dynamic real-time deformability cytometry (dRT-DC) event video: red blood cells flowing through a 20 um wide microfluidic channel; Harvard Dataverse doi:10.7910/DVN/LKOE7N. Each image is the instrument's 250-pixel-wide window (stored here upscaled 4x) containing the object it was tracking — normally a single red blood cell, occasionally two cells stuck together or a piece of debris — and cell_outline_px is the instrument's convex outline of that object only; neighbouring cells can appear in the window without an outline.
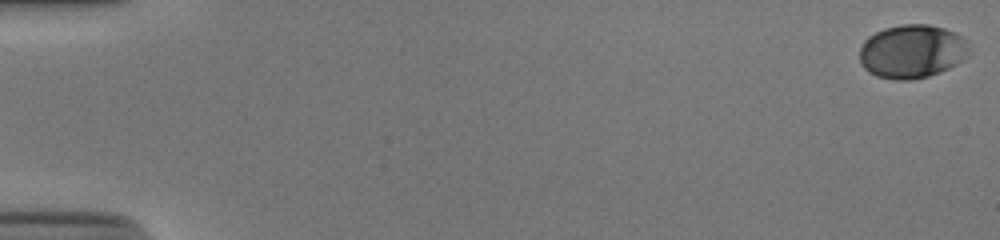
{"species": "human", "species_latin": "Homo sapiens", "temperature_condition": "cold", "stored_images_in_passage": 50, "camera_frame_rate_fps": 3000, "um_per_image_px": 0.085, "donor": {"sex": "male"}, "frame": {"image": 1, "passage_image": 1, "time_ms": 0.0, "image_size_px": [1000, 240], "cell_outline_px": [[968, 56], [964, 60], [940, 72], [928, 76], [912, 80], [896, 80], [876, 76], [868, 72], [860, 64], [860, 48], [864, 40], [868, 36], [884, 28], [900, 24], [928, 24], [944, 28], [956, 32], [964, 40], [968, 48]], "centroid_in_image_um": [77.49, 4.37], "position_along_channel_um": 7.5, "area_um2": 34.39}}
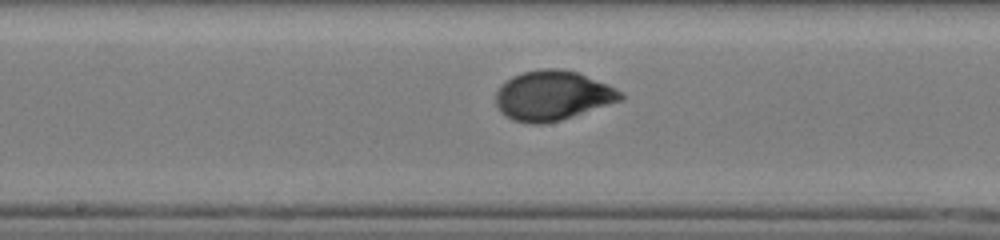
{"frame": {"image": 2, "passage_image": 30, "time_ms": 9.667, "image_size_px": [1000, 240], "cell_outline_px": [[624, 100], [560, 120], [544, 124], [532, 124], [512, 120], [504, 116], [500, 112], [496, 104], [496, 92], [500, 84], [512, 76], [524, 72], [544, 68], [556, 68], [576, 72], [624, 92]], "centroid_in_image_um": [46.94, 8.14], "position_along_channel_um": 201.3, "area_um2": 36.13}}
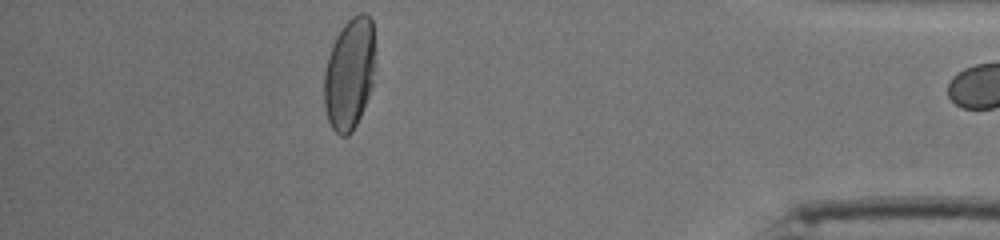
{"frame": {"image": 3, "passage_image": 49, "time_ms": 16.0, "image_size_px": [1000, 240], "cell_outline_px": [[372, 84], [368, 96], [360, 116], [352, 132], [348, 136], [340, 136], [332, 128], [328, 120], [324, 108], [324, 72], [328, 56], [332, 44], [336, 36], [344, 24], [352, 16], [360, 12], [364, 12], [372, 20]], "centroid_in_image_um": [29.65, 6.3], "position_along_channel_um": 405.5, "area_um2": 32.71}}